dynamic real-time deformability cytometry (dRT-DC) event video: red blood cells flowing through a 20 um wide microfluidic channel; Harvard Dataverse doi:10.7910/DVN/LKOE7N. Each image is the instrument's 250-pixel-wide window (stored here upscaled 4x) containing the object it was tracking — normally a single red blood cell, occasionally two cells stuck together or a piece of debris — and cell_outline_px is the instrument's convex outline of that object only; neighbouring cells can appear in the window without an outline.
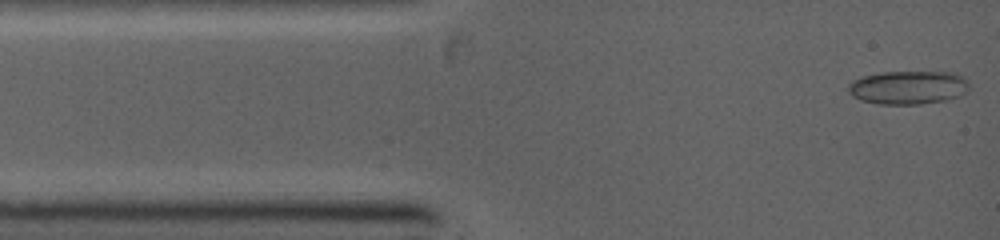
{"species": "common noctule bat (a hibernating species)", "species_latin": "Nyctalus noctula", "temperature_condition": "warm", "stored_images_in_passage": 5, "camera_frame_rate_fps": 5000, "um_per_image_px": 0.085, "animal": {"sex": "female", "body_mass_g": 19.0, "forearm_length_mm": 53.3}, "frame": {"image": 1, "passage_image": 1, "time_ms": 0.0, "image_size_px": [1000, 240], "cell_outline_px": [[968, 88], [964, 92], [956, 96], [944, 100], [920, 104], [880, 104], [860, 100], [852, 96], [848, 92], [848, 84], [852, 80], [860, 76], [880, 72], [952, 72], [964, 76], [968, 80]], "centroid_in_image_um": [77.14, 7.42], "position_along_channel_um": 7.9, "area_um2": 23.7}}
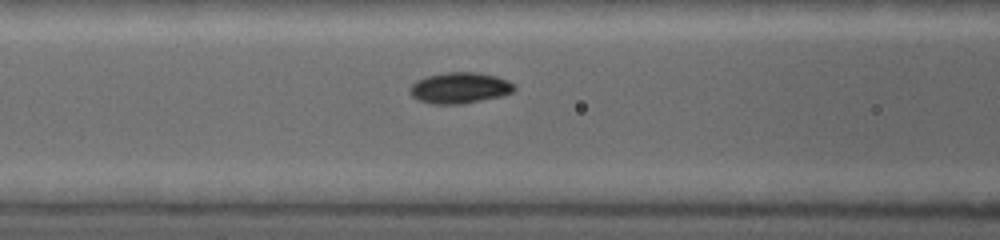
{"frame": {"image": 2, "passage_image": 5, "time_ms": 5.0, "image_size_px": [1000, 240], "cell_outline_px": [[516, 88], [512, 92], [500, 96], [460, 104], [432, 104], [420, 100], [412, 96], [408, 92], [408, 88], [416, 80], [428, 76], [444, 72], [480, 72], [496, 76], [508, 80]], "centroid_in_image_um": [39.04, 7.46], "position_along_channel_um": 127.6, "area_um2": 18.84}}